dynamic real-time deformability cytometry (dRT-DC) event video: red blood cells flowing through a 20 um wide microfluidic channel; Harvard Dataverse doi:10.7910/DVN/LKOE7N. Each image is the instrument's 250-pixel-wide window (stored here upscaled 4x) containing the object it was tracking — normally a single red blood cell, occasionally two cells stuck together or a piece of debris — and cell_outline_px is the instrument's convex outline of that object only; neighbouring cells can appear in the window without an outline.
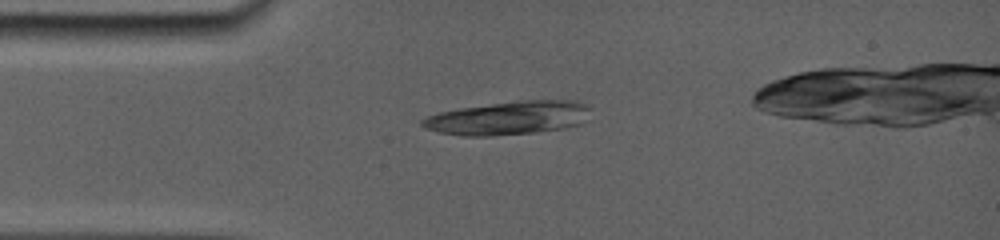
{"species": "common noctule bat (a hibernating species)", "species_latin": "Nyctalus noctula", "temperature_condition": "room temperature", "stored_images_in_passage": 7, "camera_frame_rate_fps": 5000, "um_per_image_px": 0.085, "animal": {"sex": "female", "body_mass_g": 19.0, "forearm_length_mm": 56.7}, "frame": {"image": 1, "passage_image": 7, "time_ms": 2.6, "image_size_px": [1000, 240], "cell_outline_px": [[588, 108], [576, 124], [560, 128], [528, 132], [444, 132], [428, 128], [420, 124], [420, 120], [428, 116], [440, 112], [460, 108], [520, 100], [576, 100], [588, 104]], "centroid_in_image_um": [43.25, 9.93], "position_along_channel_um": 41.8, "area_um2": 30.11}}